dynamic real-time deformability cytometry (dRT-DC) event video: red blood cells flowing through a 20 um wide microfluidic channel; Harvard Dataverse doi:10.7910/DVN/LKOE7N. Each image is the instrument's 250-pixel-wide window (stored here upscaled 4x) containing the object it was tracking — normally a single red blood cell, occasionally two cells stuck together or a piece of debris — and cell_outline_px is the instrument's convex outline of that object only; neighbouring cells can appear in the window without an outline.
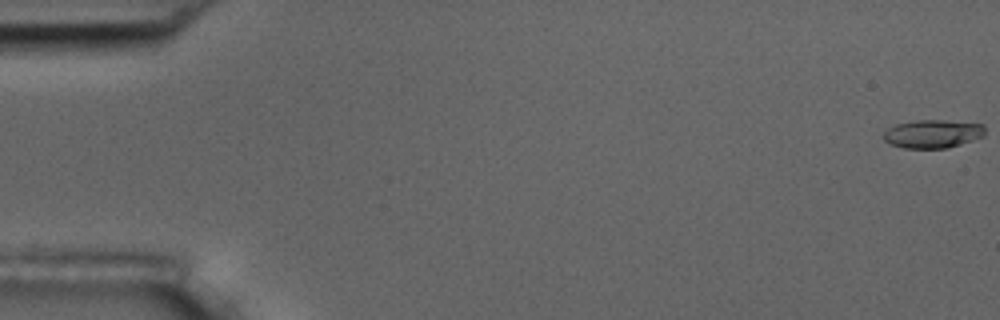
{"species": "common noctule bat (a hibernating species)", "species_latin": "Nyctalus noctula", "temperature_condition": "room temperature", "stored_images_in_passage": 13, "camera_frame_rate_fps": 3000, "um_per_image_px": 0.085, "animal": {"sex": "male", "body_mass_g": 17.5, "forearm_length_mm": 52.3}, "frame": {"image": 1, "passage_image": 1, "time_ms": 0.0, "image_size_px": [1000, 320], "cell_outline_px": [[984, 136], [948, 148], [904, 148], [892, 144], [884, 140], [884, 132], [888, 128], [896, 124], [916, 120], [944, 120], [984, 124]], "centroid_in_image_um": [79.29, 11.37], "position_along_channel_um": 5.7, "area_um2": 16.65}}